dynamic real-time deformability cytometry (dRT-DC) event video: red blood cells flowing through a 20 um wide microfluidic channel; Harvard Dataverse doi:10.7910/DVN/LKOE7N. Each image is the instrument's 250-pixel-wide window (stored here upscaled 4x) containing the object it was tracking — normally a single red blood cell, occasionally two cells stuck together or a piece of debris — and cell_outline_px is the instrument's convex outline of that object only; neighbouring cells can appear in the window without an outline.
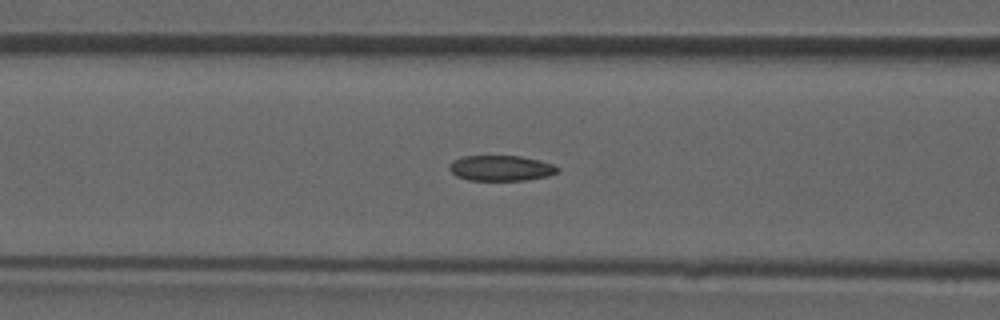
{"species": "common noctule bat (a hibernating species)", "species_latin": "Nyctalus noctula", "temperature_condition": "room temperature", "stored_images_in_passage": 47, "camera_frame_rate_fps": 3000, "um_per_image_px": 0.085, "animal": {"sex": "male", "forearm_length_mm": 52.5}, "frame": {"image": 1, "passage_image": 20, "time_ms": 6.333, "image_size_px": [1000, 320], "cell_outline_px": [[560, 172], [548, 176], [524, 180], [468, 180], [456, 176], [448, 168], [448, 164], [452, 160], [464, 156], [520, 156], [540, 160], [552, 164], [560, 168]], "centroid_in_image_um": [42.58, 14.29], "position_along_channel_um": 124.0, "area_um2": 16.18}}